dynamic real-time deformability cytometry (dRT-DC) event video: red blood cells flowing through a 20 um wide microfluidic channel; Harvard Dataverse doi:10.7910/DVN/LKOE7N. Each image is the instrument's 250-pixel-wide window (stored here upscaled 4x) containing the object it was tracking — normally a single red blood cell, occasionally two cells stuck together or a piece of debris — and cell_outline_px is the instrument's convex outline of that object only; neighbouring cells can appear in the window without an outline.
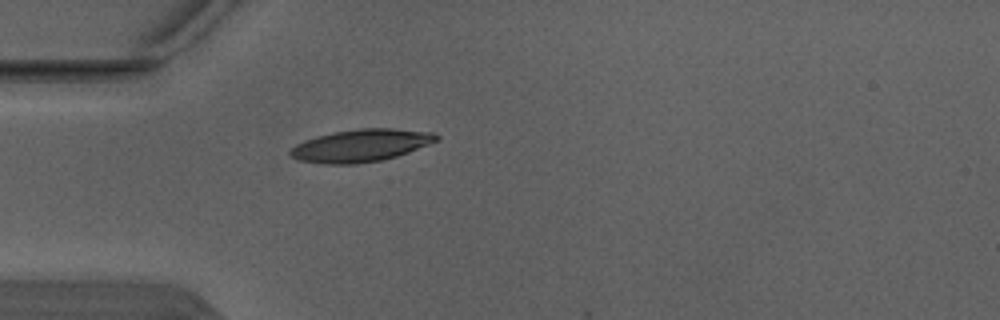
{"species": "Egyptian fruit bat (a non-hibernating species)", "species_latin": "Rousettus aegyptiacus", "temperature_condition": "warm", "stored_images_in_passage": 1, "camera_frame_rate_fps": 3000, "um_per_image_px": 0.085, "animal": {"sex": "male"}, "frame": {"image": 1, "passage_image": 1, "time_ms": 0.0, "image_size_px": [1000, 320], "cell_outline_px": [[440, 140], [408, 152], [396, 156], [380, 160], [356, 164], [324, 164], [300, 160], [292, 156], [288, 152], [296, 144], [304, 140], [316, 136], [332, 132], [360, 128], [392, 128], [436, 132], [440, 136]], "centroid_in_image_um": [30.71, 12.35], "position_along_channel_um": 54.3, "area_um2": 27.74}}